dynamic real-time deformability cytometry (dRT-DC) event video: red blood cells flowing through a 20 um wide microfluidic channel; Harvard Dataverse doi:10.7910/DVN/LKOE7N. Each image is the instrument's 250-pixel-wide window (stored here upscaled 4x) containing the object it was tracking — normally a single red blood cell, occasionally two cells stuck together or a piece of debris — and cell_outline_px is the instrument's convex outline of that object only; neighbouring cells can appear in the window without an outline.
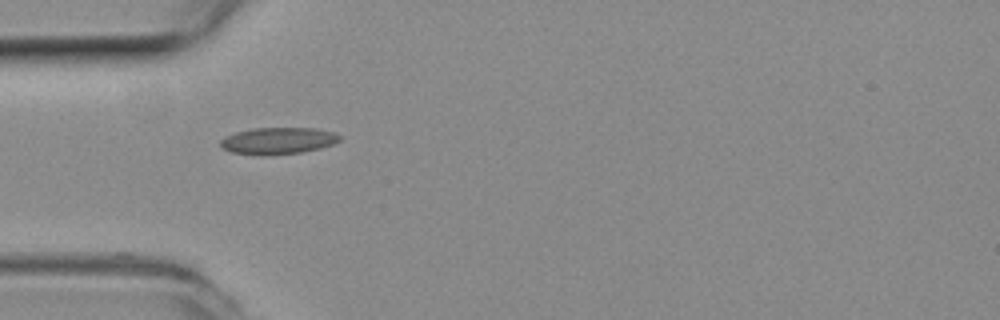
{"species": "common noctule bat (a hibernating species)", "species_latin": "Nyctalus noctula", "temperature_condition": "room temperature", "stored_images_in_passage": 38, "camera_frame_rate_fps": 3000, "um_per_image_px": 0.085, "animal": {"sex": "female", "body_mass_g": 19.3, "forearm_length_mm": 54.1}, "frame": {"image": 1, "passage_image": 1, "time_ms": 0.0, "image_size_px": [1000, 320], "cell_outline_px": [[340, 140], [332, 144], [320, 148], [300, 152], [264, 156], [256, 156], [232, 152], [224, 148], [220, 144], [220, 140], [224, 136], [236, 132], [252, 128], [316, 128], [332, 132], [340, 136]], "centroid_in_image_um": [23.59, 11.97], "position_along_channel_um": 61.4, "area_um2": 18.61}}
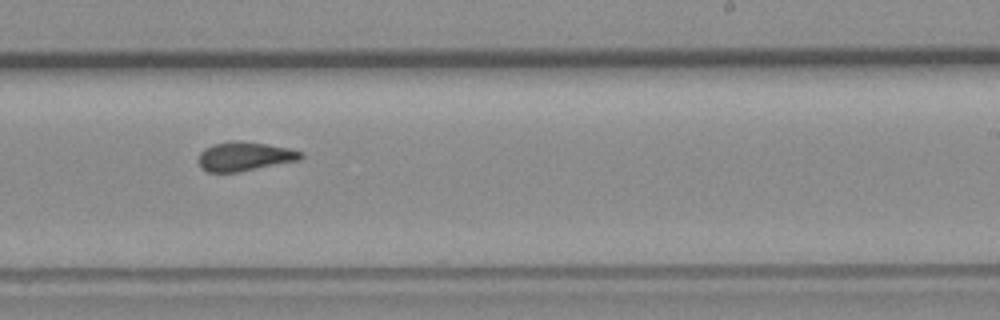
{"frame": {"image": 2, "passage_image": 17, "time_ms": 5.333, "image_size_px": [1000, 320], "cell_outline_px": [[304, 156], [300, 160], [240, 172], [208, 172], [200, 168], [200, 152], [204, 148], [212, 144], [232, 140], [236, 140], [264, 144], [288, 148], [304, 152]], "centroid_in_image_um": [20.8, 13.3], "position_along_channel_um": 268.2, "area_um2": 17.4}}
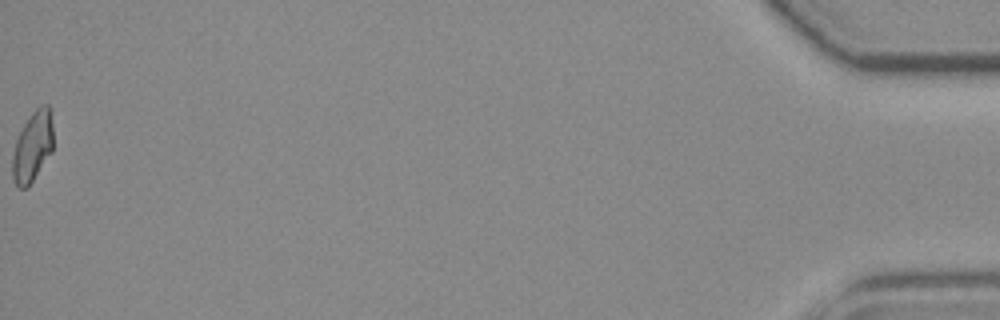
{"frame": {"image": 3, "passage_image": 38, "time_ms": 12.333, "image_size_px": [1000, 320], "cell_outline_px": [[52, 152], [32, 180], [24, 188], [20, 188], [16, 184], [12, 176], [12, 156], [16, 140], [24, 124], [32, 112], [40, 104], [48, 104], [52, 124]], "centroid_in_image_um": [2.76, 12.43], "position_along_channel_um": 432.4, "area_um2": 16.36}, "authors_computed_cell_mechanics": {"area_um2": 17.0221, "velocity_mm_per_s": 3.9056, "shape_relaxation_time_tau1_ms": null, "shape_relaxation_time_tau2_ms": 2.2987, "deformation_change_tau1": null, "deformation_change_tau2": 0.0774}}